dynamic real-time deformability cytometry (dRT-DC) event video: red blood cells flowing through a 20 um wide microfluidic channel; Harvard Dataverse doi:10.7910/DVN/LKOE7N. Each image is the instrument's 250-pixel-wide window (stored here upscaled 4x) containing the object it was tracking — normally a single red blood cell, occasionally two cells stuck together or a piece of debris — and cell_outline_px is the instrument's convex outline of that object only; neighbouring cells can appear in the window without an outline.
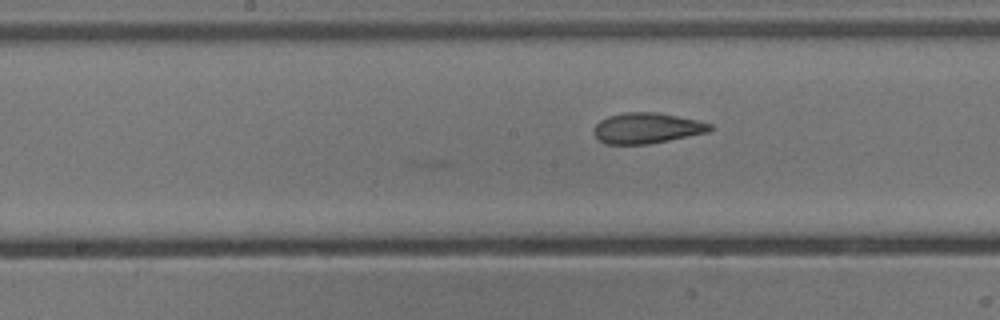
{"species": "common noctule bat (a hibernating species)", "species_latin": "Nyctalus noctula", "temperature_condition": "cold", "stored_images_in_passage": 23, "camera_frame_rate_fps": 3000, "um_per_image_px": 0.085, "animal": {"sex": "male", "body_mass_g": 13.3}, "frame": {"image": 1, "passage_image": 23, "time_ms": 7.333, "image_size_px": [1000, 320], "cell_outline_px": [[712, 128], [708, 132], [648, 144], [604, 144], [592, 132], [592, 128], [600, 120], [608, 116], [624, 112], [656, 112], [696, 120], [712, 124]], "centroid_in_image_um": [54.93, 10.89], "position_along_channel_um": 193.3, "area_um2": 20.63}}